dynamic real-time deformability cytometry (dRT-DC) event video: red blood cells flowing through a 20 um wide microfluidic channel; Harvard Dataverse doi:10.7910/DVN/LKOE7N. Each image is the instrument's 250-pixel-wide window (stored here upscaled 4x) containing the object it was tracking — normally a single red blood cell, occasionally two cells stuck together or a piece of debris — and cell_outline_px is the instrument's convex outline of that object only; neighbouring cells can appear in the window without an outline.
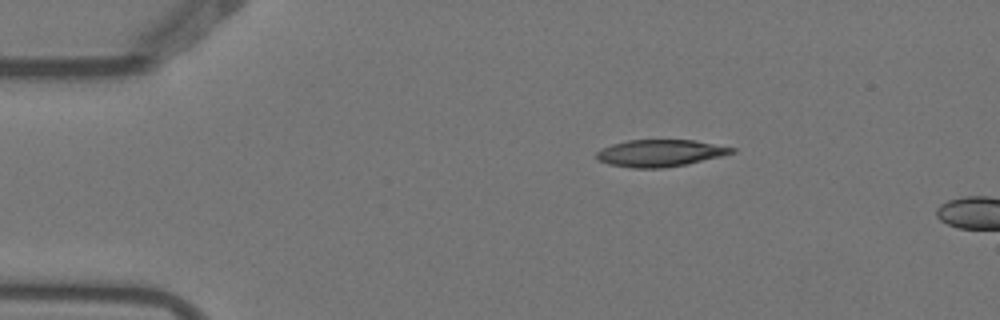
{"species": "Egyptian fruit bat (a non-hibernating species)", "species_latin": "Rousettus aegyptiacus", "temperature_condition": "warm", "stored_images_in_passage": 2, "camera_frame_rate_fps": 3000, "um_per_image_px": 0.085, "animal": {"sex": "female"}, "frame": {"image": 1, "passage_image": 1, "time_ms": 0.0, "image_size_px": [1000, 320], "cell_outline_px": [[736, 152], [688, 164], [664, 168], [632, 168], [608, 164], [600, 160], [596, 156], [596, 152], [612, 144], [628, 140], [692, 140], [736, 148]], "centroid_in_image_um": [56.11, 13.02], "position_along_channel_um": 28.9, "area_um2": 21.1}}